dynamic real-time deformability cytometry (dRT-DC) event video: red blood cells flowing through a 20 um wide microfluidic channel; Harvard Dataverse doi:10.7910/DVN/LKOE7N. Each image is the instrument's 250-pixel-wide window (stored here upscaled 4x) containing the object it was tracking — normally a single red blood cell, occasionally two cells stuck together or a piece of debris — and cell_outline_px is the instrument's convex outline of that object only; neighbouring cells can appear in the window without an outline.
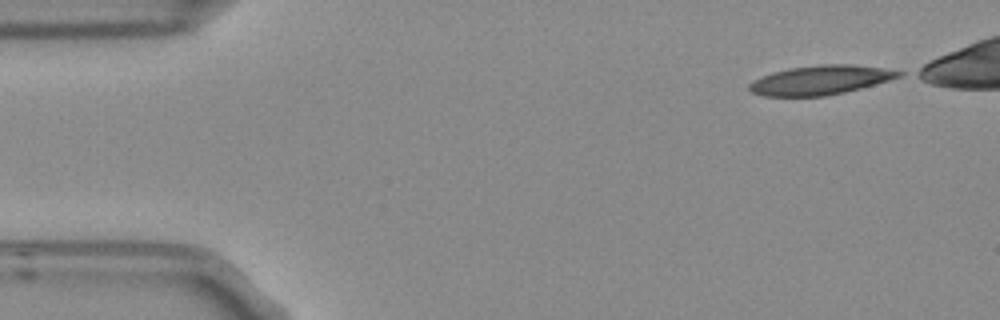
{"species": "Egyptian fruit bat (a non-hibernating species)", "species_latin": "Rousettus aegyptiacus", "temperature_condition": "room temperature", "stored_images_in_passage": 5, "camera_frame_rate_fps": 3000, "um_per_image_px": 0.085, "frame": {"image": 1, "passage_image": 1, "time_ms": 0.0, "image_size_px": [1000, 320], "cell_outline_px": [[904, 76], [860, 88], [844, 92], [824, 96], [764, 96], [752, 92], [748, 88], [748, 84], [752, 80], [772, 72], [788, 68], [820, 64], [852, 64], [880, 68], [904, 72]], "centroid_in_image_um": [69.71, 6.8], "position_along_channel_um": 15.3, "area_um2": 25.43}}